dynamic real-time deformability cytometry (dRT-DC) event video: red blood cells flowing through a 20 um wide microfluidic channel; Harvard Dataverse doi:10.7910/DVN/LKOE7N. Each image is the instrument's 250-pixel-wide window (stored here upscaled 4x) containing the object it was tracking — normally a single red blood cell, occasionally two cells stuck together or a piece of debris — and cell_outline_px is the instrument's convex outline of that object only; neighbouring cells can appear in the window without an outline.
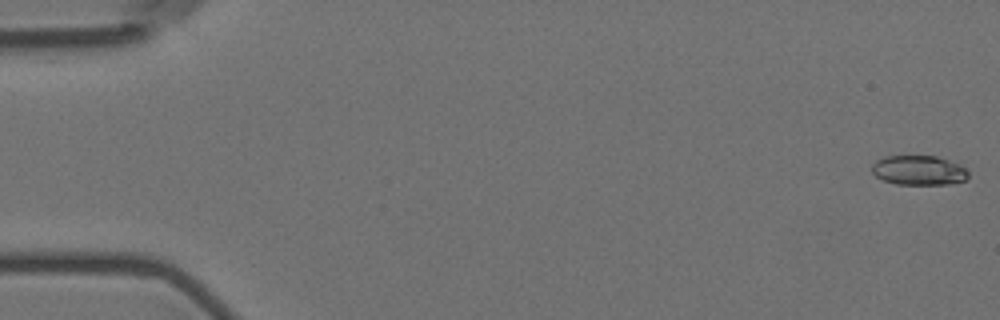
{"species": "Egyptian fruit bat (a non-hibernating species)", "species_latin": "Rousettus aegyptiacus", "temperature_condition": "room temperature", "stored_images_in_passage": 8, "camera_frame_rate_fps": 3000, "um_per_image_px": 0.085, "animal": {"sex": "female"}, "frame": {"image": 1, "passage_image": 1, "time_ms": 0.0, "image_size_px": [1000, 320], "cell_outline_px": [[968, 176], [964, 180], [948, 184], [896, 184], [884, 180], [876, 176], [872, 172], [872, 164], [876, 160], [884, 156], [936, 156], [960, 164], [968, 172]], "centroid_in_image_um": [78.08, 14.47], "position_along_channel_um": 6.9, "area_um2": 16.53}}
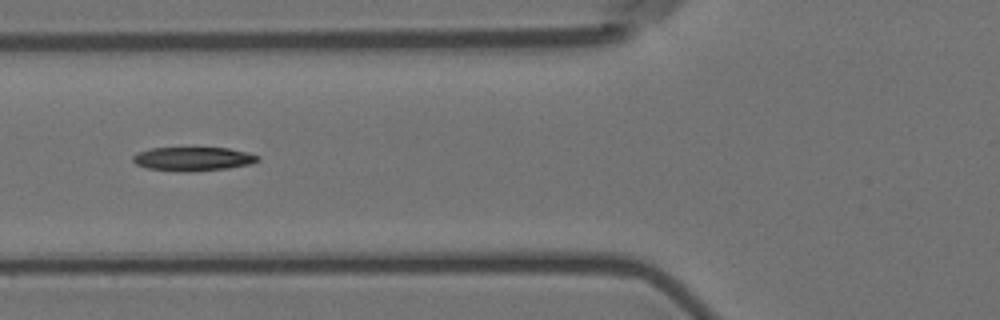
{"frame": {"image": 2, "passage_image": 6, "time_ms": 7.0, "image_size_px": [1000, 320], "cell_outline_px": [[260, 160], [248, 164], [228, 168], [188, 172], [184, 172], [148, 168], [136, 164], [132, 160], [132, 156], [136, 152], [152, 148], [228, 148], [248, 152], [260, 156]], "centroid_in_image_um": [16.4, 13.5], "position_along_channel_um": 109.4, "area_um2": 17.34}}
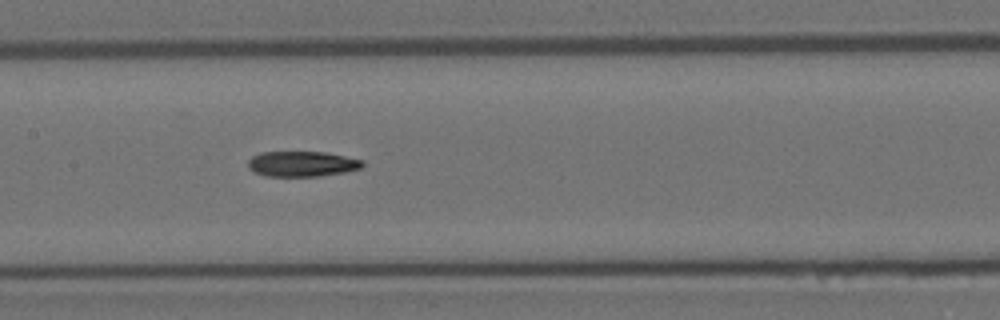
{"frame": {"image": 3, "passage_image": 8, "time_ms": 9.0, "image_size_px": [1000, 320], "cell_outline_px": [[364, 164], [360, 168], [344, 172], [320, 176], [264, 176], [252, 172], [248, 168], [248, 160], [252, 156], [260, 152], [324, 152], [364, 160]], "centroid_in_image_um": [25.63, 13.93], "position_along_channel_um": 181.8, "area_um2": 16.99}}